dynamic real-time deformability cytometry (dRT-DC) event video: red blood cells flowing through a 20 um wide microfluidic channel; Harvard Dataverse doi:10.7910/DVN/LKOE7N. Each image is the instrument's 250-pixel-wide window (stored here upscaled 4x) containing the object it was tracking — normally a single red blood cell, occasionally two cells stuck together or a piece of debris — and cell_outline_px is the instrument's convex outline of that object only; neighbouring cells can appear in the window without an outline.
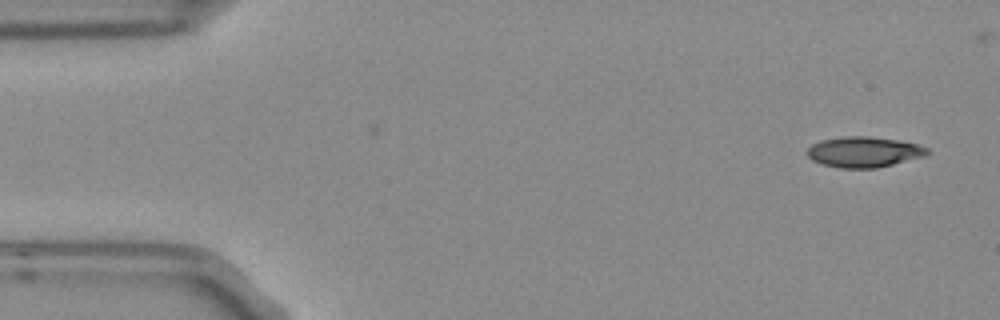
{"species": "Egyptian fruit bat (a non-hibernating species)", "species_latin": "Rousettus aegyptiacus", "temperature_condition": "room temperature", "stored_images_in_passage": 2, "camera_frame_rate_fps": 3000, "um_per_image_px": 0.085, "frame": {"image": 1, "passage_image": 2, "time_ms": 0.333, "image_size_px": [1000, 320], "cell_outline_px": [[932, 152], [928, 156], [876, 168], [840, 168], [820, 164], [812, 160], [804, 152], [812, 144], [820, 140], [844, 136], [868, 136], [900, 140], [916, 144], [928, 148]], "centroid_in_image_um": [73.45, 12.92], "position_along_channel_um": 11.6, "area_um2": 21.79}}